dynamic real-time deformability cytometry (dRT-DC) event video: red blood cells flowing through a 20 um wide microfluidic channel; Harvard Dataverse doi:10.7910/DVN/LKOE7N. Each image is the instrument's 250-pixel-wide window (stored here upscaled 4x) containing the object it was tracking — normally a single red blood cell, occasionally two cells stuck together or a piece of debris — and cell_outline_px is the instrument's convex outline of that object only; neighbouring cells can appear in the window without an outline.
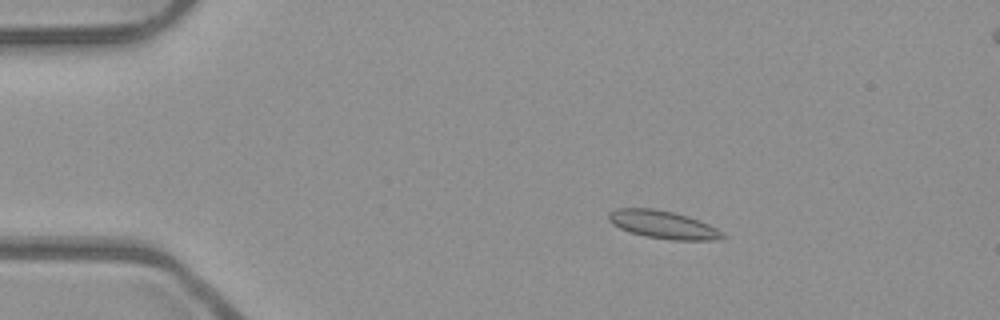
{"species": "common noctule bat (a hibernating species)", "species_latin": "Nyctalus noctula", "temperature_condition": "room temperature", "stored_images_in_passage": 6, "camera_frame_rate_fps": 3000, "um_per_image_px": 0.085, "animal": {"sex": "male", "body_mass_g": 23.1, "forearm_length_mm": 52.7}, "frame": {"image": 1, "passage_image": 3, "time_ms": 0.667, "image_size_px": [1000, 320], "cell_outline_px": [[728, 236], [720, 240], [672, 240], [644, 236], [628, 232], [612, 224], [608, 220], [608, 212], [616, 208], [652, 208], [672, 212], [688, 216], [708, 224], [724, 232]], "centroid_in_image_um": [56.37, 19.1], "position_along_channel_um": 28.6, "area_um2": 18.73}}
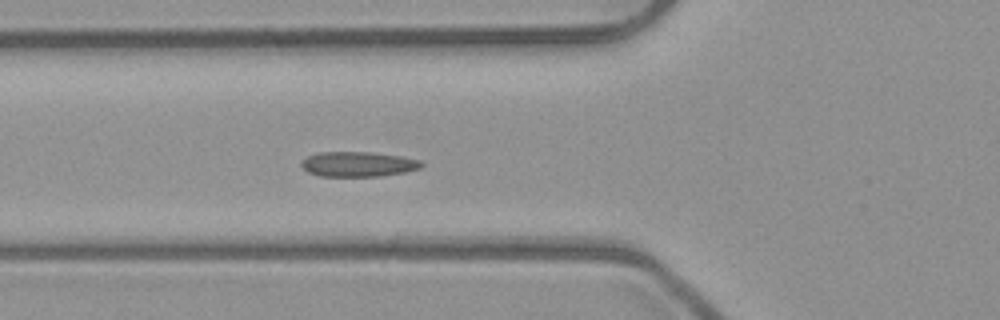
{"frame": {"image": 2, "passage_image": 6, "time_ms": 1.667, "image_size_px": [1000, 320], "cell_outline_px": [[424, 164], [420, 168], [404, 172], [380, 176], [320, 176], [308, 172], [300, 164], [308, 156], [320, 152], [372, 152], [400, 156], [420, 160]], "centroid_in_image_um": [30.45, 13.95], "position_along_channel_um": 95.3, "area_um2": 17.34}}